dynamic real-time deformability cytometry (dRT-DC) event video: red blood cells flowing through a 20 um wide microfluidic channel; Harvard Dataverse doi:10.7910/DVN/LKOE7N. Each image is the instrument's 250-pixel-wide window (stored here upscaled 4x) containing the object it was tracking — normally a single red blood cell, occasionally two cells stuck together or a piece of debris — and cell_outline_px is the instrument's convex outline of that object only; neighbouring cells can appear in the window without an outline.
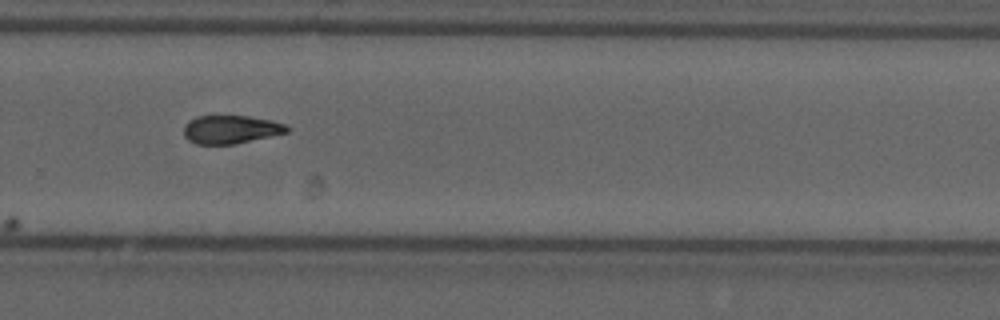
{"species": "common noctule bat (a hibernating species)", "species_latin": "Nyctalus noctula", "temperature_condition": "cold", "stored_images_in_passage": 16, "camera_frame_rate_fps": 3000, "um_per_image_px": 0.085, "animal": {"sex": "male", "forearm_length_mm": 52.5}, "frame": {"image": 1, "passage_image": 16, "time_ms": 5.0, "image_size_px": [1000, 320], "cell_outline_px": [[288, 132], [236, 144], [196, 144], [188, 140], [184, 136], [184, 124], [188, 120], [196, 116], [248, 116], [268, 120], [284, 124], [288, 128]], "centroid_in_image_um": [19.56, 11.01], "position_along_channel_um": 310.2, "area_um2": 16.94}}